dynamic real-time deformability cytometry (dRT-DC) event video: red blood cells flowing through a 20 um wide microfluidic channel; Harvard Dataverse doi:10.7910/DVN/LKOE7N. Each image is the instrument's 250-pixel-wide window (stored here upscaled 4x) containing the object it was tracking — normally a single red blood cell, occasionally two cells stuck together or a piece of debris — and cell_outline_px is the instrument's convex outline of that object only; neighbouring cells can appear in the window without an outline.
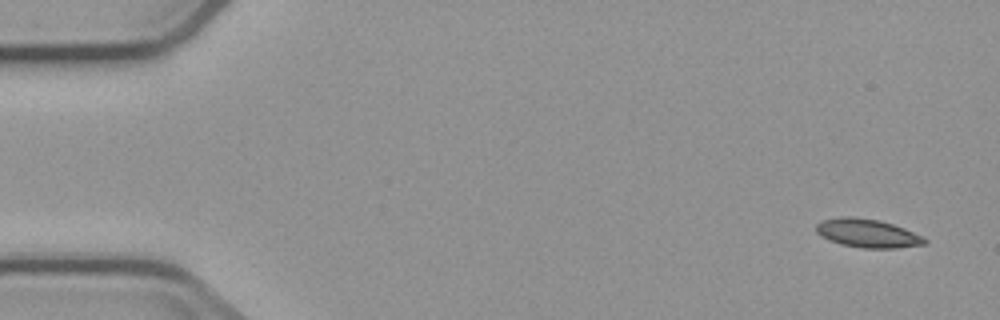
{"species": "common noctule bat (a hibernating species)", "species_latin": "Nyctalus noctula", "temperature_condition": "cold", "stored_images_in_passage": 4, "camera_frame_rate_fps": 3000, "um_per_image_px": 0.085, "animal": {"sex": "male", "body_mass_g": 23.1, "forearm_length_mm": 52.7}, "frame": {"image": 1, "passage_image": 1, "time_ms": 0.0, "image_size_px": [1000, 320], "cell_outline_px": [[928, 240], [924, 244], [896, 248], [864, 248], [840, 244], [828, 240], [820, 236], [816, 232], [816, 224], [820, 220], [840, 216], [852, 216], [880, 220], [904, 228], [924, 236]], "centroid_in_image_um": [73.7, 19.81], "position_along_channel_um": 11.3, "area_um2": 18.26}}
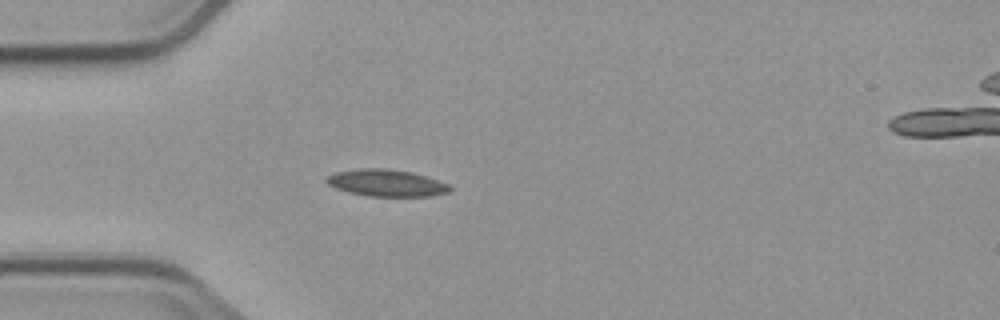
{"frame": {"image": 2, "passage_image": 4, "time_ms": 4.333, "image_size_px": [1000, 320], "cell_outline_px": [[452, 188], [448, 192], [428, 196], [368, 196], [348, 192], [336, 188], [328, 184], [324, 180], [328, 176], [336, 172], [360, 168], [384, 168], [412, 172], [448, 184]], "centroid_in_image_um": [32.81, 15.55], "position_along_channel_um": 52.2, "area_um2": 19.13}}